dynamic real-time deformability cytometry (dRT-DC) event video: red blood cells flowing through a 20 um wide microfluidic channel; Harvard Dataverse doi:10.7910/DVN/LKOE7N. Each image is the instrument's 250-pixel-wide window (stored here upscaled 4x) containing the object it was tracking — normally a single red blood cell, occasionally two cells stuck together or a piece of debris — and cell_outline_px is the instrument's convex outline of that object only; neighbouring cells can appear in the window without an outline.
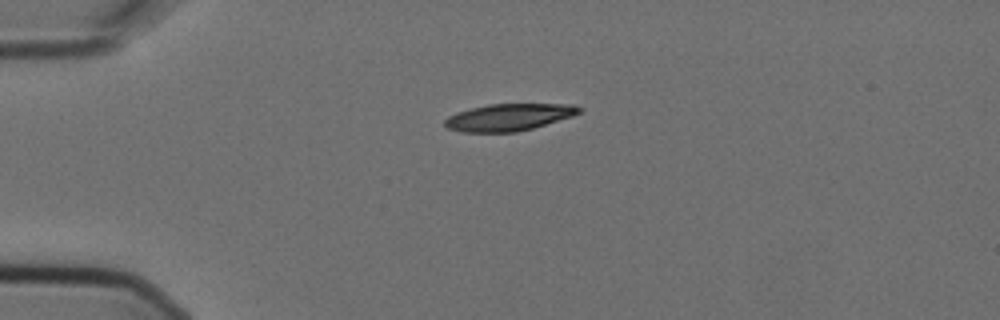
{"species": "Egyptian fruit bat (a non-hibernating species)", "species_latin": "Rousettus aegyptiacus", "temperature_condition": "cold", "stored_images_in_passage": 1, "camera_frame_rate_fps": 3000, "um_per_image_px": 0.085, "animal": {"sex": "female"}, "frame": {"image": 1, "passage_image": 1, "time_ms": 0.0, "image_size_px": [1000, 320], "cell_outline_px": [[584, 108], [580, 112], [572, 116], [532, 128], [516, 132], [460, 132], [448, 128], [444, 124], [444, 120], [448, 116], [456, 112], [488, 104], [572, 104]], "centroid_in_image_um": [43.23, 9.96], "position_along_channel_um": 41.8, "area_um2": 21.1}}